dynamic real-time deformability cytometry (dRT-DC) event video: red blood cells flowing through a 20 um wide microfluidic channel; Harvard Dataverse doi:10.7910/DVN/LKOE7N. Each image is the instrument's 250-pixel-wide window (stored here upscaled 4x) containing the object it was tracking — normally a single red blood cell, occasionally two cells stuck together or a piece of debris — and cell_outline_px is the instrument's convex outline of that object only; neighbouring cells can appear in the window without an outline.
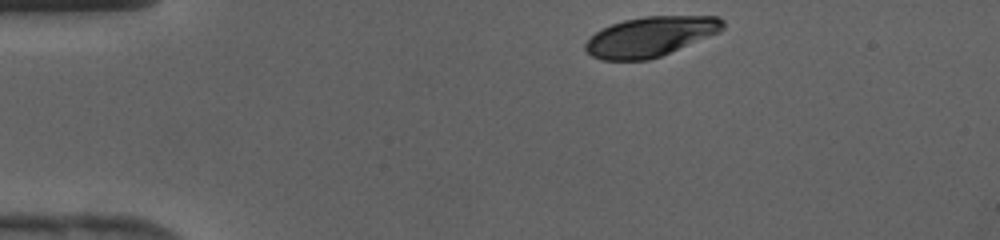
{"species": "human", "species_latin": "Homo sapiens", "temperature_condition": "cold", "stored_images_in_passage": 30, "camera_frame_rate_fps": 3000, "um_per_image_px": 0.085, "donor": {"sex": "female"}, "frame": {"image": 1, "passage_image": 1, "time_ms": 0.0, "image_size_px": [1000, 240], "cell_outline_px": [[724, 28], [720, 32], [660, 56], [648, 60], [600, 60], [592, 56], [584, 48], [584, 44], [600, 28], [624, 20], [644, 16], [720, 16], [724, 20]], "centroid_in_image_um": [55.29, 3.1], "position_along_channel_um": 29.7, "area_um2": 31.91}}
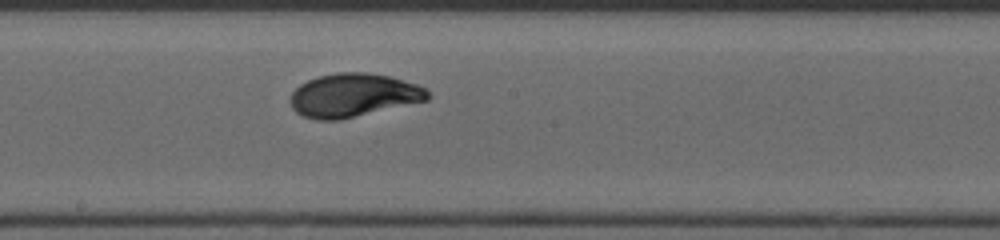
{"frame": {"image": 2, "passage_image": 17, "time_ms": 5.333, "image_size_px": [1000, 240], "cell_outline_px": [[432, 96], [428, 100], [340, 120], [316, 120], [304, 116], [296, 112], [292, 108], [288, 100], [292, 92], [300, 84], [308, 80], [320, 76], [340, 72], [368, 72], [388, 76], [416, 84], [424, 88]], "centroid_in_image_um": [30.01, 8.1], "position_along_channel_um": 218.2, "area_um2": 34.8}}
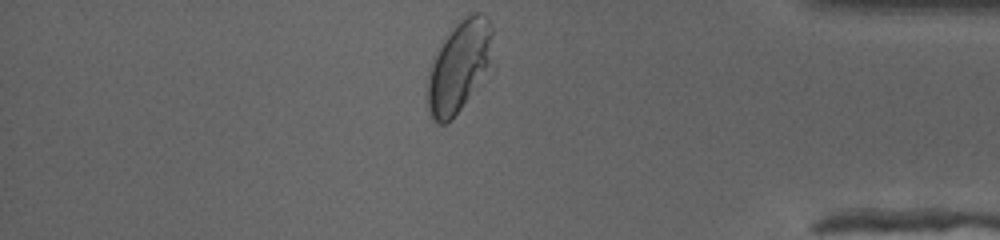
{"frame": {"image": 3, "passage_image": 30, "time_ms": 9.667, "image_size_px": [1000, 240], "cell_outline_px": [[492, 36], [488, 60], [484, 68], [460, 108], [452, 120], [444, 124], [440, 124], [432, 120], [428, 112], [428, 76], [432, 64], [444, 40], [456, 24], [460, 20], [472, 12], [484, 12], [492, 28]], "centroid_in_image_um": [38.96, 5.62], "position_along_channel_um": 396.2, "area_um2": 32.6}}